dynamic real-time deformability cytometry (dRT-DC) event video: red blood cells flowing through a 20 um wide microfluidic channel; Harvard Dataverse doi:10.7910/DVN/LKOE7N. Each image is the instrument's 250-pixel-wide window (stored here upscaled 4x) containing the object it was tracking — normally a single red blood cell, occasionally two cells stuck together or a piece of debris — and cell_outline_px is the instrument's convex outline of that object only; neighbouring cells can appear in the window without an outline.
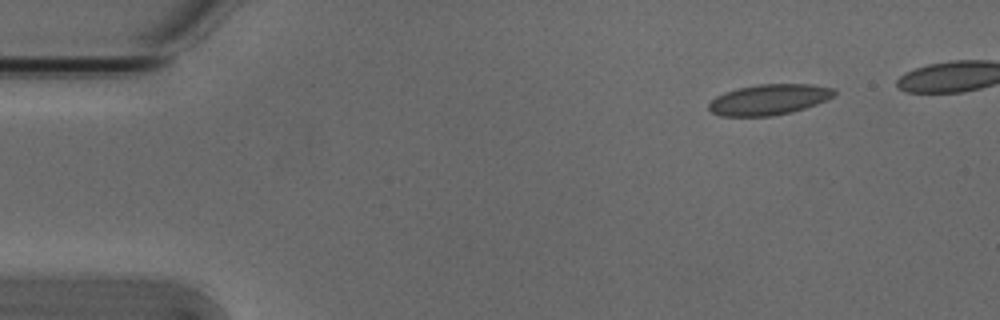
{"species": "Egyptian fruit bat (a non-hibernating species)", "species_latin": "Rousettus aegyptiacus", "temperature_condition": "cold", "stored_images_in_passage": 4, "camera_frame_rate_fps": 3000, "um_per_image_px": 0.085, "animal": {"sex": "male"}, "frame": {"image": 1, "passage_image": 1, "time_ms": 0.0, "image_size_px": [1000, 320], "cell_outline_px": [[836, 92], [828, 100], [792, 112], [772, 116], [720, 116], [712, 112], [708, 108], [708, 104], [716, 96], [724, 92], [736, 88], [760, 84], [812, 84], [832, 88]], "centroid_in_image_um": [65.34, 8.46], "position_along_channel_um": 19.7, "area_um2": 22.43}}